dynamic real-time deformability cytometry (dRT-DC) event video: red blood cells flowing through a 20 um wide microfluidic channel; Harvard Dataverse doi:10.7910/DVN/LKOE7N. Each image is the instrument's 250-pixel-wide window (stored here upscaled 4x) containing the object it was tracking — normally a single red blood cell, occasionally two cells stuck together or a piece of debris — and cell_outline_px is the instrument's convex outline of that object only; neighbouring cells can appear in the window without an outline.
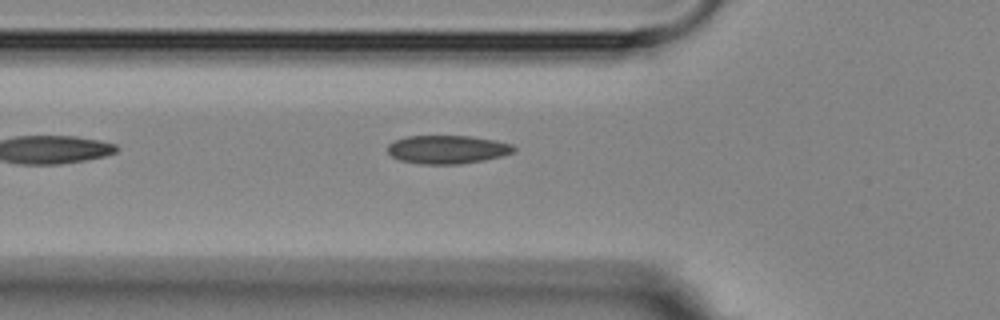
{"species": "Egyptian fruit bat (a non-hibernating species)", "species_latin": "Rousettus aegyptiacus", "temperature_condition": "room temperature", "stored_images_in_passage": 5, "camera_frame_rate_fps": 3000, "um_per_image_px": 0.085, "animal": {"sex": "female"}, "frame": {"image": 1, "passage_image": 5, "time_ms": 5.667, "image_size_px": [1000, 320], "cell_outline_px": [[516, 152], [484, 160], [460, 164], [420, 164], [400, 160], [392, 156], [388, 152], [388, 144], [396, 140], [408, 136], [472, 136], [496, 140], [512, 144], [516, 148]], "centroid_in_image_um": [38.06, 12.7], "position_along_channel_um": 87.7, "area_um2": 20.92}}